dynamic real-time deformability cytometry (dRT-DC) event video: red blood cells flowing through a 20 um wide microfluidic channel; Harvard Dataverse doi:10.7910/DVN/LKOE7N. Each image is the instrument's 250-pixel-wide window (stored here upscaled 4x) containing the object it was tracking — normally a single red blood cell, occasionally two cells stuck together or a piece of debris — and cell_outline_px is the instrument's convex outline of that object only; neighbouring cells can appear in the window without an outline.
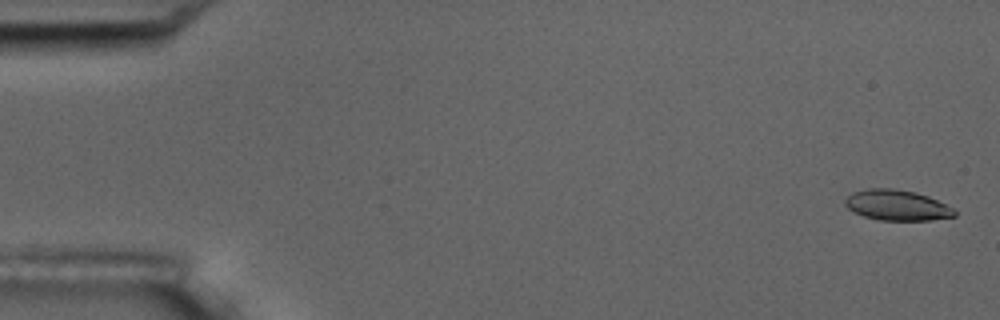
{"species": "common noctule bat (a hibernating species)", "species_latin": "Nyctalus noctula", "temperature_condition": "room temperature", "stored_images_in_passage": 5, "camera_frame_rate_fps": 3000, "um_per_image_px": 0.085, "animal": {"sex": "male", "body_mass_g": 17.5, "forearm_length_mm": 52.3}, "frame": {"image": 1, "passage_image": 1, "time_ms": 0.0, "image_size_px": [1000, 320], "cell_outline_px": [[956, 216], [932, 220], [880, 220], [864, 216], [852, 212], [844, 204], [844, 200], [852, 192], [868, 188], [892, 188], [916, 192], [928, 196], [952, 208], [956, 212]], "centroid_in_image_um": [76.21, 17.44], "position_along_channel_um": 8.8, "area_um2": 19.48}}
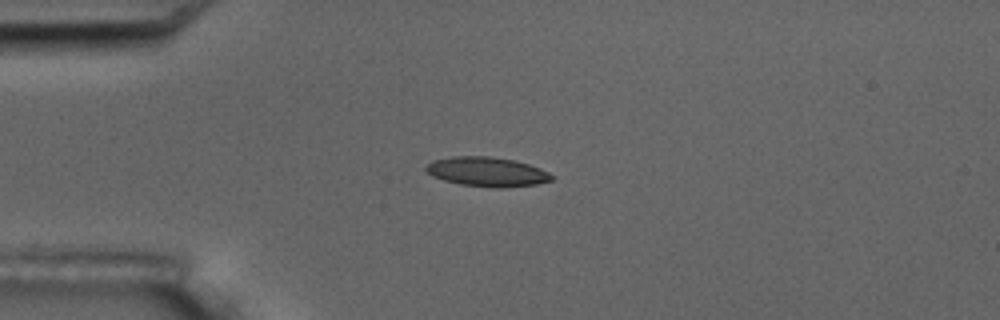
{"frame": {"image": 2, "passage_image": 4, "time_ms": 4.333, "image_size_px": [1000, 320], "cell_outline_px": [[556, 176], [552, 180], [536, 184], [500, 188], [492, 188], [460, 184], [444, 180], [432, 176], [424, 168], [432, 160], [452, 156], [488, 156], [512, 160], [528, 164], [540, 168]], "centroid_in_image_um": [41.39, 14.6], "position_along_channel_um": 43.6, "area_um2": 21.56}}